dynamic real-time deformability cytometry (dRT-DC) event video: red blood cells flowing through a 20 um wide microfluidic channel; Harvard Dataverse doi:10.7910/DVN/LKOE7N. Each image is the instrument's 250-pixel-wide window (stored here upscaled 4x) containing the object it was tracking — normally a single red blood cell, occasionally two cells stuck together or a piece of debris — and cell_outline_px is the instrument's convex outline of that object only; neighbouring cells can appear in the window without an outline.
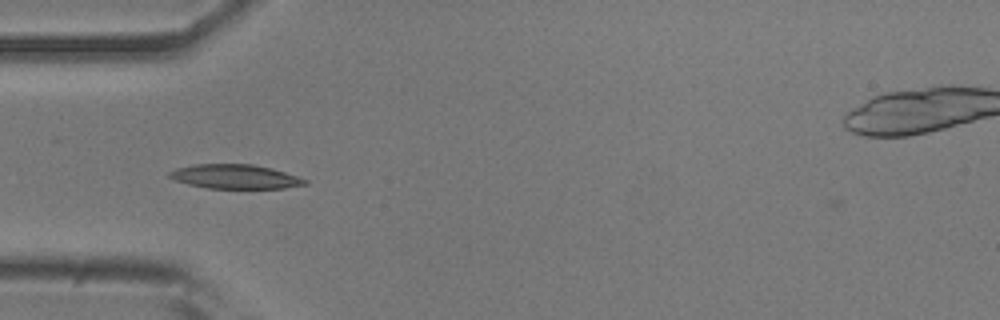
{"species": "common noctule bat (a hibernating species)", "species_latin": "Nyctalus noctula", "temperature_condition": "room temperature", "stored_images_in_passage": 39, "camera_frame_rate_fps": 3000, "um_per_image_px": 0.085, "animal": {"sex": "male", "body_mass_g": 20.5, "forearm_length_mm": 52.5}, "frame": {"image": 1, "passage_image": 2, "time_ms": 0.333, "image_size_px": [1000, 320], "cell_outline_px": [[308, 184], [284, 188], [208, 188], [188, 184], [176, 180], [168, 176], [168, 172], [176, 168], [196, 164], [252, 164], [272, 168], [308, 180]], "centroid_in_image_um": [19.99, 15.01], "position_along_channel_um": 65.0, "area_um2": 19.02}}
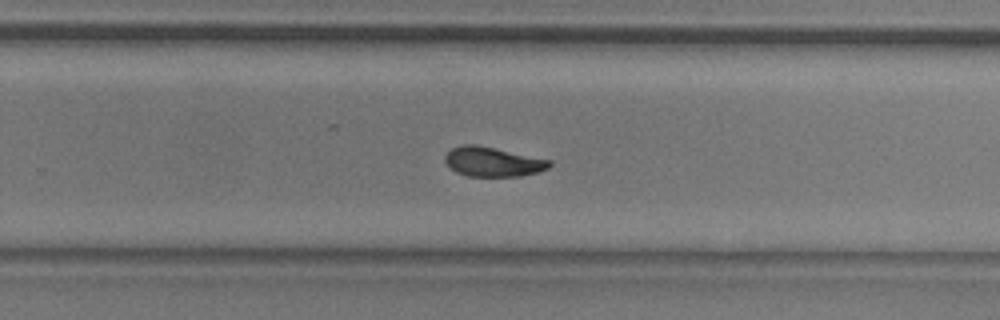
{"frame": {"image": 2, "passage_image": 20, "time_ms": 6.333, "image_size_px": [1000, 320], "cell_outline_px": [[552, 164], [548, 168], [540, 172], [520, 176], [468, 176], [456, 172], [444, 160], [444, 156], [452, 148], [460, 144], [476, 144], [552, 160]], "centroid_in_image_um": [41.91, 13.74], "position_along_channel_um": 287.9, "area_um2": 18.03}}
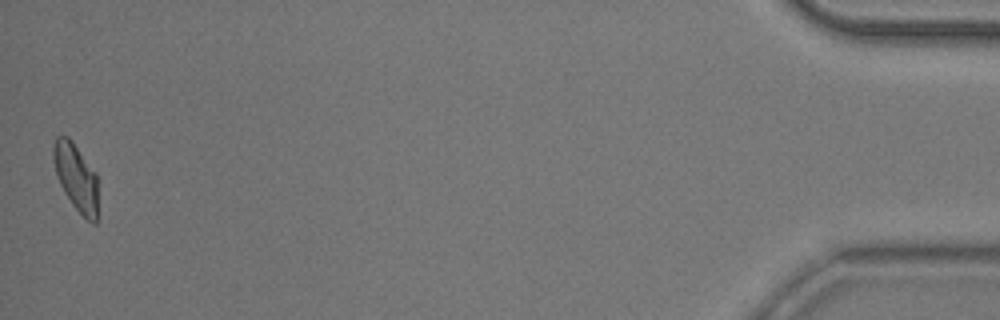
{"frame": {"image": 3, "passage_image": 39, "time_ms": 12.667, "image_size_px": [1000, 320], "cell_outline_px": [[96, 224], [92, 224], [72, 204], [64, 192], [60, 184], [56, 172], [52, 156], [52, 148], [56, 136], [68, 136], [72, 140], [96, 172]], "centroid_in_image_um": [6.44, 15.01], "position_along_channel_um": 428.8, "area_um2": 17.22}, "authors_computed_cell_mechanics": {"area_um2": 18.0914, "velocity_mm_per_s": 3.7151, "shape_relaxation_time_tau1_ms": 7.6186, "shape_relaxation_time_tau2_ms": 4.8407, "deformation_change_tau1": 0.1973, "deformation_change_tau2": 0.0927}}